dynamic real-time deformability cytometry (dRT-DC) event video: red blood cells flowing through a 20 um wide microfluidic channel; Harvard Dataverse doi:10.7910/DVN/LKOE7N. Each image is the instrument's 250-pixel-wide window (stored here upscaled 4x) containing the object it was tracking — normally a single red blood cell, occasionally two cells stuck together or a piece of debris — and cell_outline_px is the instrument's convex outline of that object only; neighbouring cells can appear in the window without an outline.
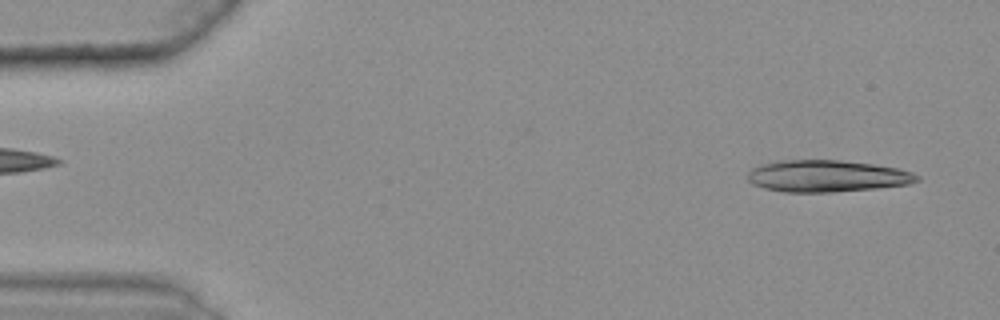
{"species": "common noctule bat (a hibernating species)", "species_latin": "Nyctalus noctula", "temperature_condition": "warm", "stored_images_in_passage": 15, "camera_frame_rate_fps": 3000, "um_per_image_px": 0.085, "animal": {"sex": "female", "body_mass_g": 25.1}, "frame": {"image": 1, "passage_image": 2, "time_ms": 0.333, "image_size_px": [1000, 320], "cell_outline_px": [[920, 180], [908, 184], [876, 188], [832, 192], [784, 192], [764, 188], [752, 184], [748, 180], [748, 172], [752, 168], [760, 164], [780, 160], [840, 160], [872, 164], [900, 168], [912, 172], [920, 176]], "centroid_in_image_um": [70.29, 14.96], "position_along_channel_um": 14.7, "area_um2": 31.5}}